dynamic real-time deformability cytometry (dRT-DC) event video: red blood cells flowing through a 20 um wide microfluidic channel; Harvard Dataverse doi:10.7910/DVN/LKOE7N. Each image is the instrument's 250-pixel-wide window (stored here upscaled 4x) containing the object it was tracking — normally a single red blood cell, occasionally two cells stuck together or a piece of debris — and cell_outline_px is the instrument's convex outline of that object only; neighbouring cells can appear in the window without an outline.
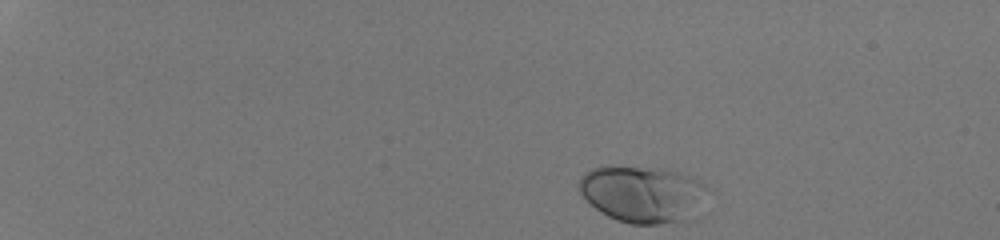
{"species": "human", "species_latin": "Homo sapiens", "temperature_condition": "room temperature", "stored_images_in_passage": 37, "camera_frame_rate_fps": 3000, "um_per_image_px": 0.085, "donor": {"sex": "male"}, "frame": {"image": 1, "passage_image": 1, "time_ms": 0.0, "image_size_px": [1000, 240], "cell_outline_px": [[680, 220], [656, 224], [632, 224], [616, 220], [608, 216], [596, 208], [580, 192], [580, 176], [592, 168], [608, 164], [660, 168], [680, 172]], "centroid_in_image_um": [53.87, 16.42], "position_along_channel_um": 31.1, "area_um2": 36.07}}
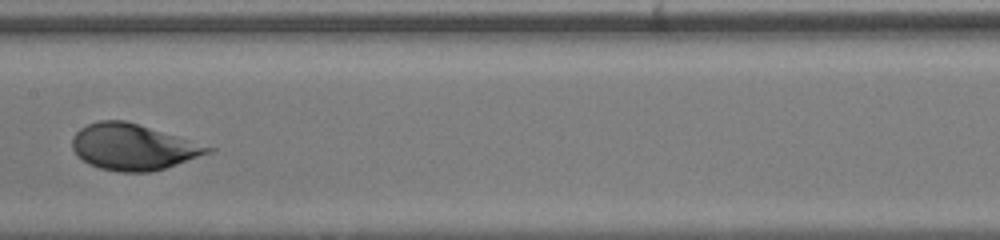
{"frame": {"image": 2, "passage_image": 22, "time_ms": 7.0, "image_size_px": [1000, 240], "cell_outline_px": [[216, 148], [212, 152], [152, 172], [116, 172], [100, 168], [88, 164], [72, 148], [72, 140], [76, 132], [80, 128], [88, 124], [100, 120], [124, 120]], "centroid_in_image_um": [11.3, 12.5], "position_along_channel_um": 196.1, "area_um2": 35.95}}
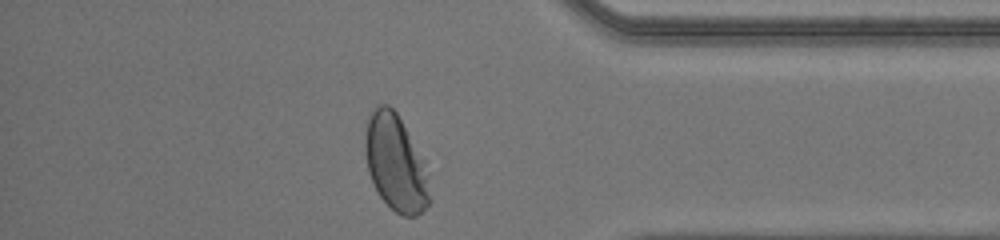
{"frame": {"image": 3, "passage_image": 37, "time_ms": 12.0, "image_size_px": [1000, 240], "cell_outline_px": [[432, 200], [416, 216], [404, 216], [396, 212], [380, 196], [368, 172], [364, 152], [364, 120], [380, 104], [388, 104], [396, 112], [424, 160]], "centroid_in_image_um": [33.6, 13.83], "position_along_channel_um": 401.6, "area_um2": 36.24}, "authors_computed_cell_mechanics": {"area_um2": 36.2406, "velocity_mm_per_s": 4.3052, "shape_relaxation_time_tau1_ms": 2.0844, "shape_relaxation_time_tau2_ms": null, "deformation_change_tau1": 0.1456, "deformation_change_tau2": null}}